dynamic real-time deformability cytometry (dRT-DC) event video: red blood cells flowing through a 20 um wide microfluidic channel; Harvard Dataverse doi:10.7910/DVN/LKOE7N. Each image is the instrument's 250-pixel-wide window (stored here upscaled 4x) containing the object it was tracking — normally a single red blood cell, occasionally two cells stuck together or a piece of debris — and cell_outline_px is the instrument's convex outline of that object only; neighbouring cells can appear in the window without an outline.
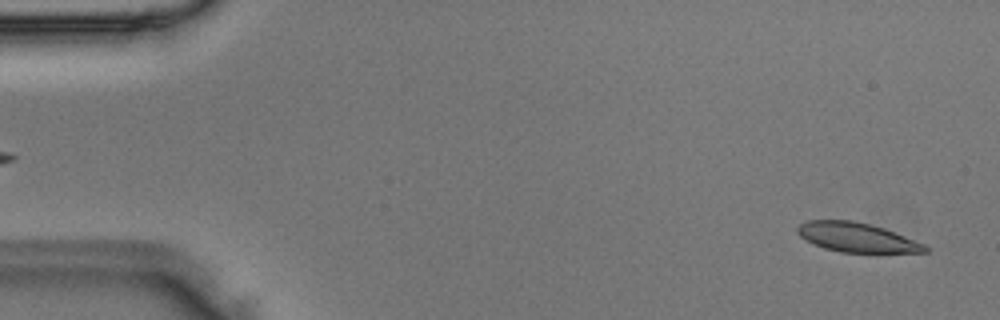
{"species": "Egyptian fruit bat (a non-hibernating species)", "species_latin": "Rousettus aegyptiacus", "temperature_condition": "room temperature", "stored_images_in_passage": 48, "camera_frame_rate_fps": 3000, "um_per_image_px": 0.085, "animal": {"sex": "male"}, "frame": {"image": 1, "passage_image": 2, "time_ms": 0.333, "image_size_px": [1000, 320], "cell_outline_px": [[928, 252], [840, 252], [824, 248], [800, 236], [796, 232], [796, 228], [800, 224], [808, 220], [852, 220], [884, 228], [924, 244], [928, 248]], "centroid_in_image_um": [72.8, 20.17], "position_along_channel_um": 12.2, "area_um2": 21.44}}
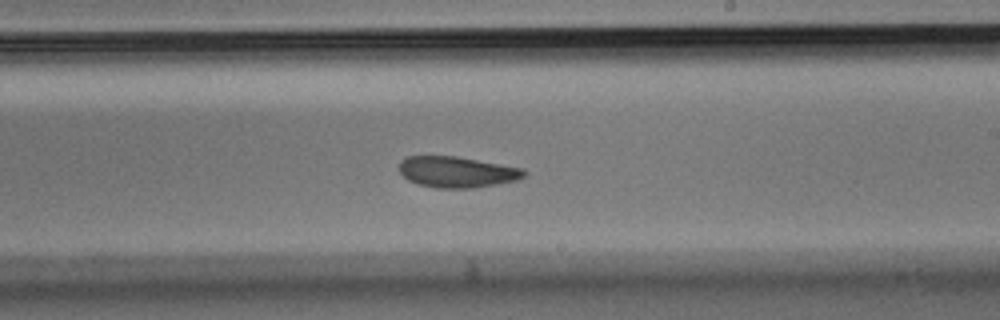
{"frame": {"image": 2, "passage_image": 28, "time_ms": 9.0, "image_size_px": [1000, 320], "cell_outline_px": [[528, 172], [524, 176], [516, 180], [476, 188], [436, 188], [420, 184], [408, 180], [400, 172], [400, 160], [408, 156], [456, 156], [524, 168]], "centroid_in_image_um": [38.86, 14.61], "position_along_channel_um": 250.1, "area_um2": 22.54}}
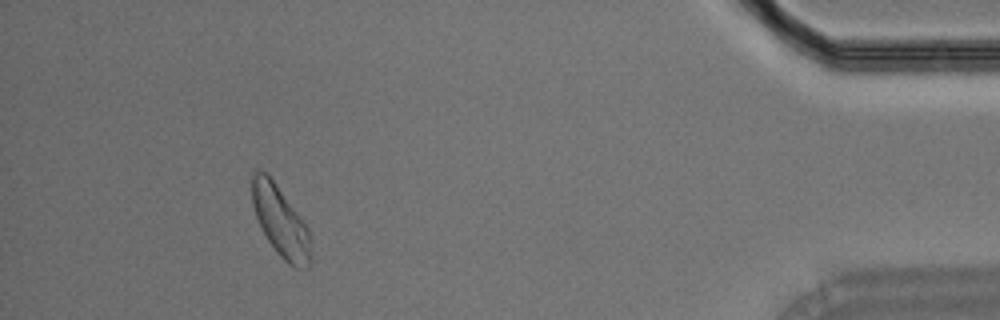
{"frame": {"image": 3, "passage_image": 44, "time_ms": 14.333, "image_size_px": [1000, 320], "cell_outline_px": [[312, 264], [308, 268], [296, 268], [288, 264], [276, 252], [268, 240], [256, 216], [252, 204], [252, 176], [256, 172], [268, 172], [308, 228], [312, 256]], "centroid_in_image_um": [23.87, 18.87], "position_along_channel_um": 411.3, "area_um2": 23.99}}